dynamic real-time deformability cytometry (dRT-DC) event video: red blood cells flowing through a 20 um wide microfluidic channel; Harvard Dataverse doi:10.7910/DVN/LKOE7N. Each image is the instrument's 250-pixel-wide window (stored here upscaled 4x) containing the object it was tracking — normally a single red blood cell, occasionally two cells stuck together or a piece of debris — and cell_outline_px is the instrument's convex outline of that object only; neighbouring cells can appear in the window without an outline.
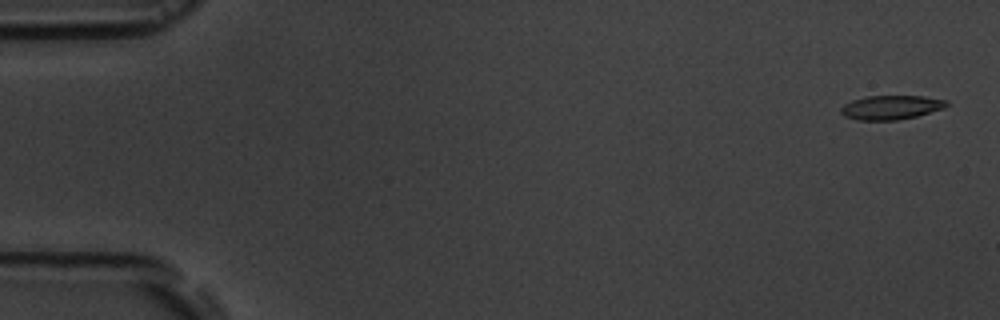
{"species": "common noctule bat (a hibernating species)", "species_latin": "Nyctalus noctula", "temperature_condition": "room temperature", "stored_images_in_passage": 17, "camera_frame_rate_fps": 3000, "um_per_image_px": 0.085, "animal": {"sex": "male", "body_mass_g": 19.5, "forearm_length_mm": 54.6}, "frame": {"image": 1, "passage_image": 1, "time_ms": 0.0, "image_size_px": [1000, 320], "cell_outline_px": [[948, 104], [944, 108], [916, 116], [896, 120], [860, 120], [844, 116], [840, 112], [840, 108], [844, 104], [852, 100], [868, 96], [924, 96], [948, 100]], "centroid_in_image_um": [75.73, 9.12], "position_along_channel_um": 9.3, "area_um2": 14.8}}
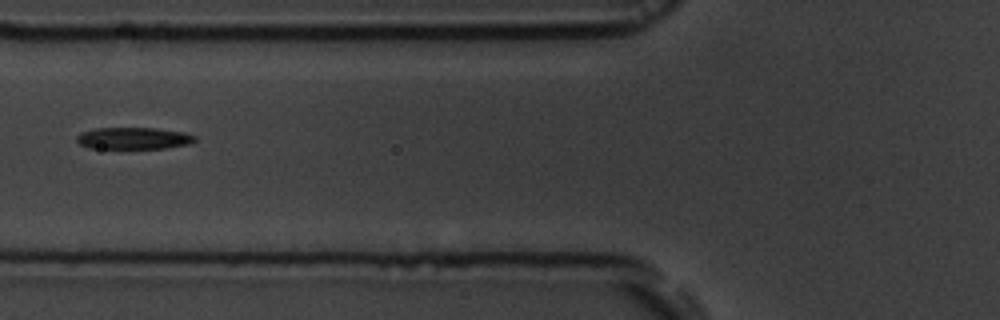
{"frame": {"image": 2, "passage_image": 7, "time_ms": 6.667, "image_size_px": [1000, 320], "cell_outline_px": [[196, 140], [188, 144], [164, 148], [88, 148], [80, 144], [76, 140], [76, 136], [80, 132], [96, 128], [156, 128], [184, 132], [196, 136]], "centroid_in_image_um": [11.33, 11.75], "position_along_channel_um": 114.5, "area_um2": 15.03}}
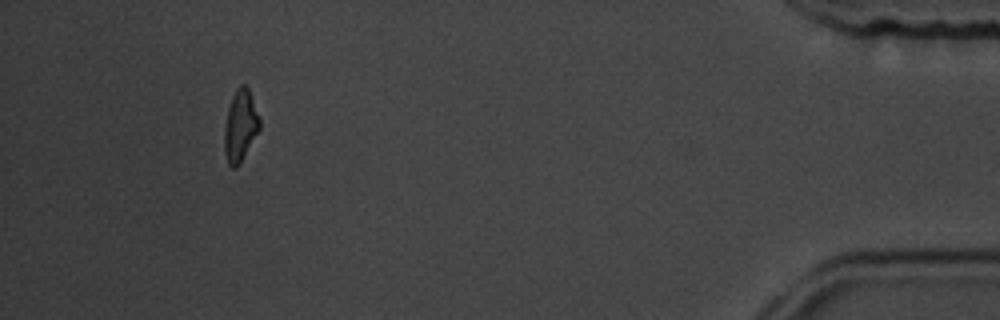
{"frame": {"image": 3, "passage_image": 16, "time_ms": 16.667, "image_size_px": [1000, 320], "cell_outline_px": [[260, 128], [240, 164], [236, 168], [232, 168], [228, 164], [224, 152], [224, 128], [228, 108], [232, 96], [236, 88], [240, 84], [244, 84], [248, 88], [260, 120]], "centroid_in_image_um": [20.41, 10.71], "position_along_channel_um": 414.8, "area_um2": 14.68}, "authors_computed_cell_mechanics": {"area_um2": 15.2592, "velocity_mm_per_s": 3.6732, "shape_relaxation_time_tau1_ms": 3.7351, "shape_relaxation_time_tau2_ms": null, "deformation_change_tau1": 0.158, "deformation_change_tau2": null}}